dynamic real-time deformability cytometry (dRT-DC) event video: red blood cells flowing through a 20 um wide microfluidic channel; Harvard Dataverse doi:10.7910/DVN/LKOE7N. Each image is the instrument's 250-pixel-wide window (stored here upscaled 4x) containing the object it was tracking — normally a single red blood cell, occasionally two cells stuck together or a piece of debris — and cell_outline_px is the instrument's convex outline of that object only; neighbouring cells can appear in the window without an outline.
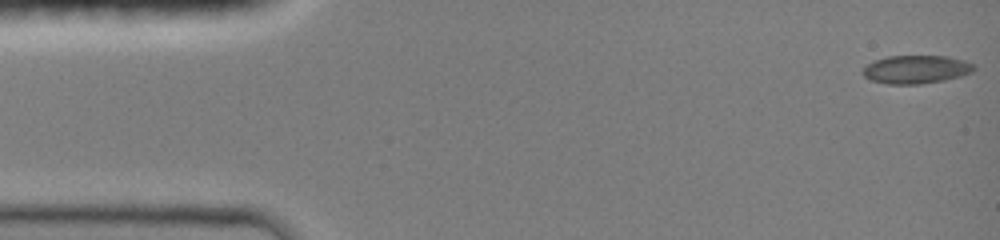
{"species": "common noctule bat (a hibernating species)", "species_latin": "Nyctalus noctula", "temperature_condition": "room temperature", "stored_images_in_passage": 64, "camera_frame_rate_fps": 3000, "um_per_image_px": 0.085, "animal": {"sex": "female", "body_mass_g": 19.0, "forearm_length_mm": 51.5}, "frame": {"image": 1, "passage_image": 1, "time_ms": 0.0, "image_size_px": [1000, 240], "cell_outline_px": [[976, 68], [972, 72], [960, 76], [944, 80], [920, 84], [888, 84], [872, 80], [864, 76], [860, 72], [868, 64], [876, 60], [888, 56], [948, 56], [972, 64]], "centroid_in_image_um": [77.84, 5.9], "position_along_channel_um": 7.2, "area_um2": 18.09}}
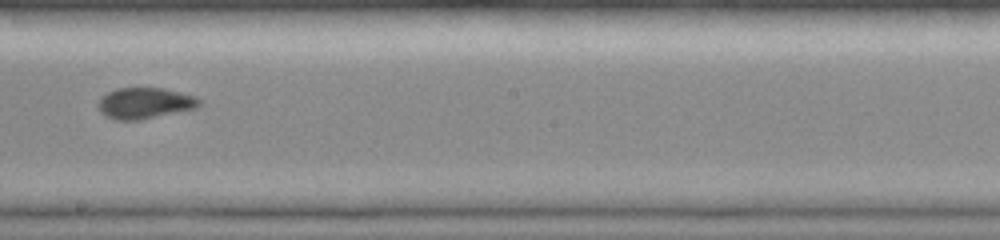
{"frame": {"image": 2, "passage_image": 45, "time_ms": 8.333, "image_size_px": [1000, 240], "cell_outline_px": [[200, 104], [196, 108], [140, 120], [116, 120], [104, 116], [100, 112], [100, 96], [116, 88], [164, 88], [196, 96], [200, 100]], "centroid_in_image_um": [12.3, 8.77], "position_along_channel_um": 235.9, "area_um2": 18.26}}
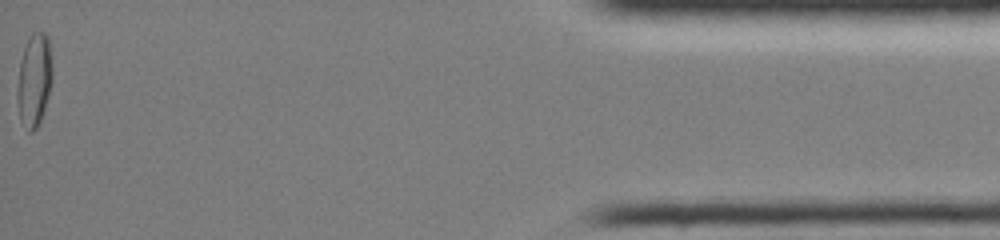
{"frame": {"image": 3, "passage_image": 64, "time_ms": 15.0, "image_size_px": [1000, 240], "cell_outline_px": [[52, 80], [48, 96], [40, 120], [36, 128], [32, 132], [28, 132], [20, 120], [20, 60], [24, 48], [32, 32], [44, 32], [48, 36], [52, 56]], "centroid_in_image_um": [2.97, 6.73], "position_along_channel_um": 432.2, "area_um2": 18.26}, "authors_computed_cell_mechanics": {"area_um2": 18.0914, "velocity_mm_per_s": 4.1872, "shape_relaxation_time_tau1_ms": null, "shape_relaxation_time_tau2_ms": 1.122, "deformation_change_tau1": null, "deformation_change_tau2": 0.0344}}